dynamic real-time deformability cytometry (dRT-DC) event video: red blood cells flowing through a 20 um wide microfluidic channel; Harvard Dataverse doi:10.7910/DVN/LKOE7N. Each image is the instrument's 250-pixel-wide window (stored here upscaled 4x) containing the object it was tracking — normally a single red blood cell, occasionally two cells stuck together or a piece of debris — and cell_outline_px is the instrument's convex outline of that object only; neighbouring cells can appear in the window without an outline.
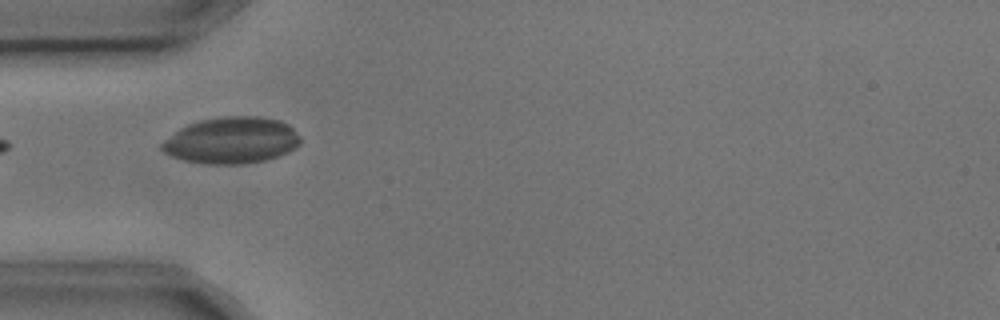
{"species": "common noctule bat (a hibernating species)", "species_latin": "Nyctalus noctula", "temperature_condition": "cold", "stored_images_in_passage": 9, "camera_frame_rate_fps": 3000, "um_per_image_px": 0.085, "animal": {"sex": "male", "body_mass_g": 17.9, "forearm_length_mm": 54.2}, "frame": {"image": 1, "passage_image": 3, "time_ms": 0.667, "image_size_px": [1000, 320], "cell_outline_px": [[300, 144], [296, 148], [280, 156], [268, 160], [244, 164], [208, 164], [184, 160], [172, 156], [164, 152], [160, 148], [160, 144], [164, 140], [180, 128], [188, 124], [200, 120], [224, 116], [256, 116], [280, 120], [288, 124], [300, 136]], "centroid_in_image_um": [19.7, 11.94], "position_along_channel_um": 65.3, "area_um2": 37.74}}
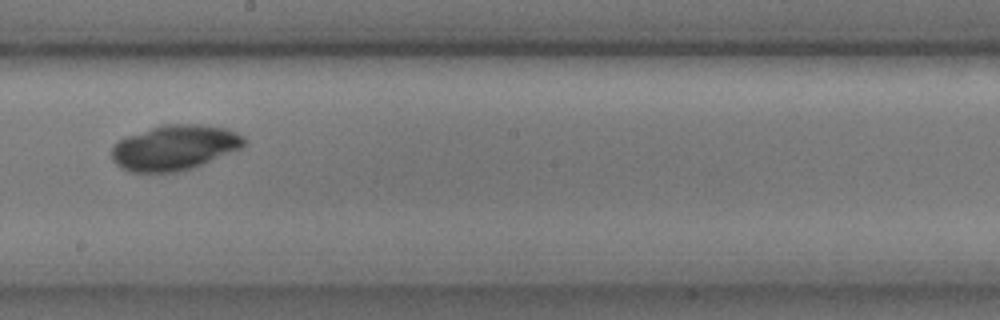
{"frame": {"image": 2, "passage_image": 7, "time_ms": 2.0, "image_size_px": [1000, 320], "cell_outline_px": [[248, 140], [240, 148], [200, 164], [188, 168], [172, 172], [132, 172], [116, 164], [112, 160], [112, 148], [124, 136], [160, 124], [196, 124], [228, 128], [244, 136]], "centroid_in_image_um": [14.82, 12.51], "position_along_channel_um": 233.4, "area_um2": 34.51}}
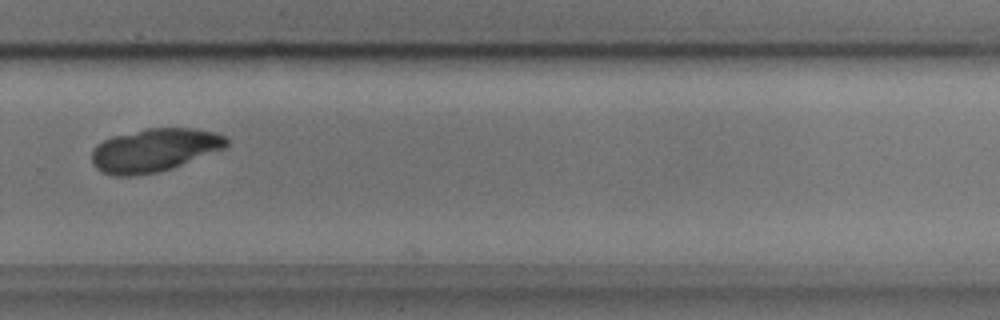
{"frame": {"image": 3, "passage_image": 9, "time_ms": 2.667, "image_size_px": [1000, 320], "cell_outline_px": [[228, 144], [224, 148], [180, 164], [156, 172], [132, 176], [112, 176], [96, 168], [92, 164], [92, 152], [104, 140], [112, 136], [148, 128], [192, 128], [216, 132], [224, 136], [228, 140]], "centroid_in_image_um": [13.1, 12.75], "position_along_channel_um": 316.7, "area_um2": 33.29}}